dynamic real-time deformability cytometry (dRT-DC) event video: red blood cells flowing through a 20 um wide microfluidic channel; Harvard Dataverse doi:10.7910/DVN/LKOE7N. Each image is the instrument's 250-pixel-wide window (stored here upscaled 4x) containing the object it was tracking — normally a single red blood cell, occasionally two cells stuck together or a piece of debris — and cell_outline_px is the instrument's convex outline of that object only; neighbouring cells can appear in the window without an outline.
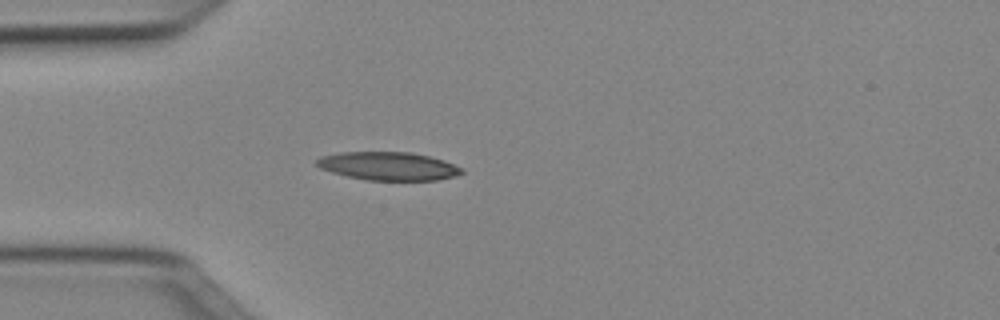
{"species": "Egyptian fruit bat (a non-hibernating species)", "species_latin": "Rousettus aegyptiacus", "temperature_condition": "cold", "stored_images_in_passage": 39, "camera_frame_rate_fps": 3000, "um_per_image_px": 0.085, "animal": {"sex": "female"}, "frame": {"image": 1, "passage_image": 6, "time_ms": 1.667, "image_size_px": [1000, 320], "cell_outline_px": [[464, 172], [456, 176], [436, 180], [368, 180], [348, 176], [332, 172], [320, 168], [316, 164], [316, 160], [320, 156], [340, 152], [412, 152], [444, 160], [464, 168]], "centroid_in_image_um": [33.03, 14.11], "position_along_channel_um": 52.0, "area_um2": 23.93}}
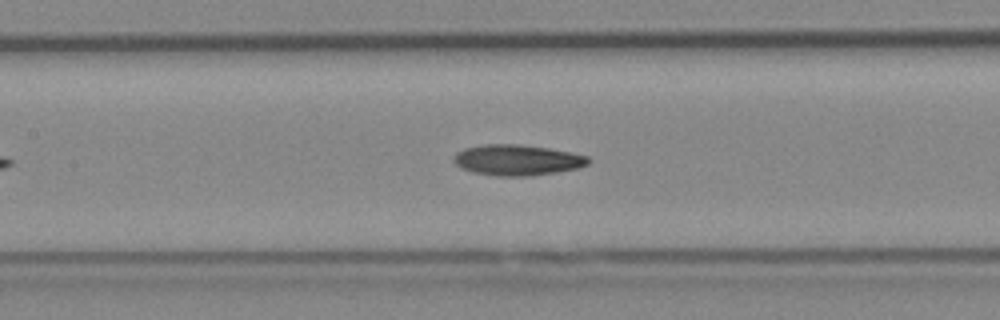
{"frame": {"image": 2, "passage_image": 15, "time_ms": 4.667, "image_size_px": [1000, 320], "cell_outline_px": [[592, 160], [588, 164], [580, 168], [532, 176], [496, 176], [472, 172], [460, 168], [452, 160], [452, 156], [456, 152], [464, 148], [484, 144], [516, 144], [548, 148], [588, 156]], "centroid_in_image_um": [43.94, 13.61], "position_along_channel_um": 163.5, "area_um2": 24.33}}
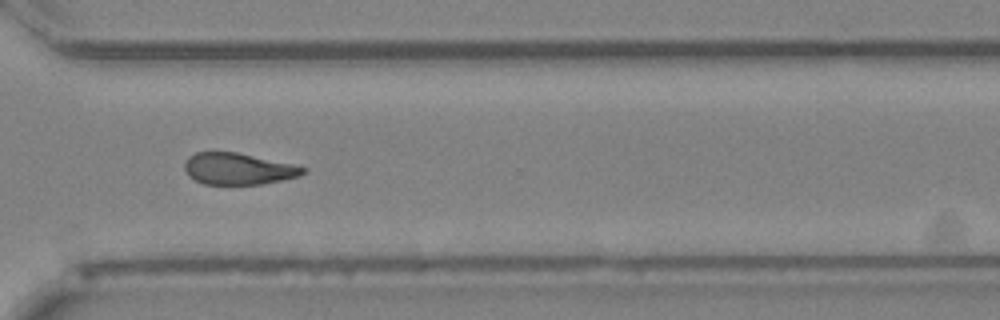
{"frame": {"image": 3, "passage_image": 29, "time_ms": 9.333, "image_size_px": [1000, 320], "cell_outline_px": [[308, 168], [300, 176], [260, 184], [204, 184], [188, 176], [184, 168], [184, 164], [188, 156], [196, 152], [236, 152], [292, 164]], "centroid_in_image_um": [20.22, 14.34], "position_along_channel_um": 350.4, "area_um2": 21.62}, "authors_computed_cell_mechanics": {"area_um2": 23.0044, "velocity_mm_per_s": 4.0141, "shape_relaxation_time_tau1_ms": 6.4365, "shape_relaxation_time_tau2_ms": 5.1837, "deformation_change_tau1": 0.1661, "deformation_change_tau2": 0.134}}